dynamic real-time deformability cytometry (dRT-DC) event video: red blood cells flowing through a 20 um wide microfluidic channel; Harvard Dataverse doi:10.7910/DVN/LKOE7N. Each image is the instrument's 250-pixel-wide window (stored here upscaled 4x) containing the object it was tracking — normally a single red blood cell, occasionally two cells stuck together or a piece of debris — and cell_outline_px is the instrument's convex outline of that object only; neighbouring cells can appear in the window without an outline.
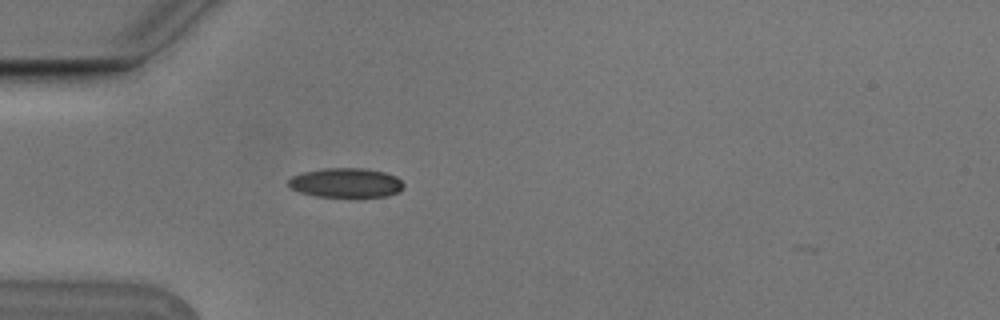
{"species": "Egyptian fruit bat (a non-hibernating species)", "species_latin": "Rousettus aegyptiacus", "temperature_condition": "cold", "stored_images_in_passage": 1, "camera_frame_rate_fps": 3000, "um_per_image_px": 0.085, "animal": {"sex": "male"}, "frame": {"image": 1, "passage_image": 1, "time_ms": 0.0, "image_size_px": [1000, 320], "cell_outline_px": [[404, 188], [400, 192], [388, 196], [316, 196], [300, 192], [292, 188], [288, 184], [288, 180], [292, 176], [304, 172], [324, 168], [364, 168], [384, 172], [396, 176], [404, 184]], "centroid_in_image_um": [29.44, 15.53], "position_along_channel_um": 55.6, "area_um2": 19.65}}